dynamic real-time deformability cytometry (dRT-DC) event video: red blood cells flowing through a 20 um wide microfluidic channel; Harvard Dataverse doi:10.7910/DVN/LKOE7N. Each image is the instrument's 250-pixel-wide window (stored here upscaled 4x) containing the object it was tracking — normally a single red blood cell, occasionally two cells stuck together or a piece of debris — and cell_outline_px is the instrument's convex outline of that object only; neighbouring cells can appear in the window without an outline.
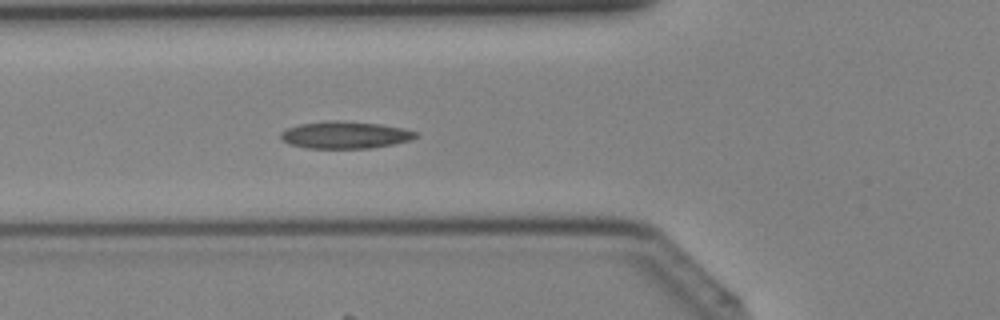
{"species": "Egyptian fruit bat (a non-hibernating species)", "species_latin": "Rousettus aegyptiacus", "temperature_condition": "cold", "stored_images_in_passage": 28, "camera_frame_rate_fps": 3000, "um_per_image_px": 0.085, "animal": {"sex": "female"}, "frame": {"image": 1, "passage_image": 6, "time_ms": 1.667, "image_size_px": [1000, 320], "cell_outline_px": [[420, 132], [416, 136], [408, 140], [392, 144], [368, 148], [308, 148], [292, 144], [284, 140], [280, 136], [280, 132], [288, 128], [300, 124], [328, 120], [340, 120], [380, 124], [404, 128]], "centroid_in_image_um": [29.35, 11.45], "position_along_channel_um": 96.5, "area_um2": 21.15}}
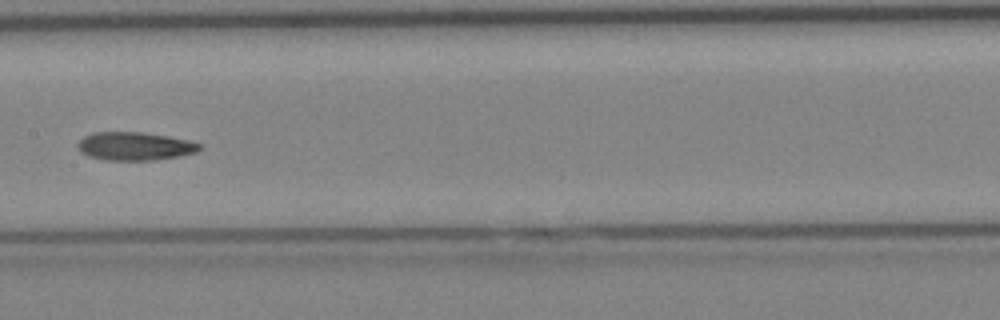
{"frame": {"image": 2, "passage_image": 12, "time_ms": 3.667, "image_size_px": [1000, 320], "cell_outline_px": [[204, 148], [196, 152], [156, 160], [104, 160], [88, 156], [80, 152], [76, 148], [76, 144], [84, 136], [92, 132], [144, 132], [168, 136], [188, 140], [204, 144]], "centroid_in_image_um": [11.45, 12.42], "position_along_channel_um": 196.0, "area_um2": 20.35}}
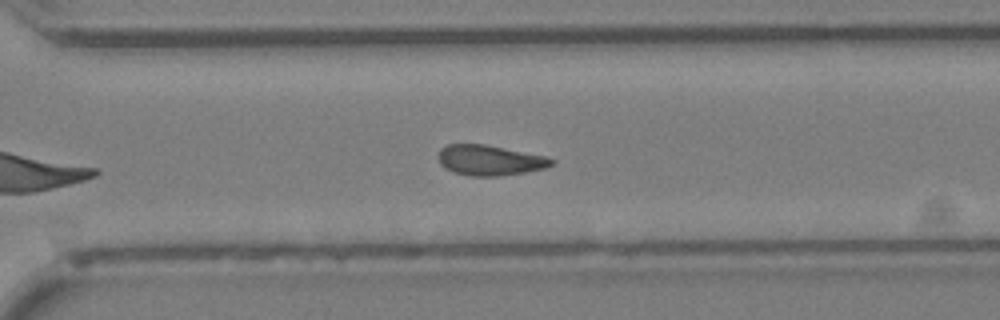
{"frame": {"image": 3, "passage_image": 20, "time_ms": 6.333, "image_size_px": [1000, 320], "cell_outline_px": [[556, 164], [544, 168], [524, 172], [496, 176], [472, 176], [456, 172], [440, 164], [440, 148], [448, 144], [484, 144], [544, 156], [556, 160]], "centroid_in_image_um": [41.67, 13.61], "position_along_channel_um": 328.9, "area_um2": 19.59}}